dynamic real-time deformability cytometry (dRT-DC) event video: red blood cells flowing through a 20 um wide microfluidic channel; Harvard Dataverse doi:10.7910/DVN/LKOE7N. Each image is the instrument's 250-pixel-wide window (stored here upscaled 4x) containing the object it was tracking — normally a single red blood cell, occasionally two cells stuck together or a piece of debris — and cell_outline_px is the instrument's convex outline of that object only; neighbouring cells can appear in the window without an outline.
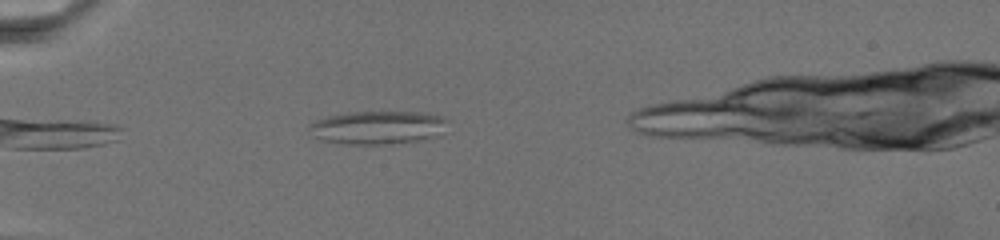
{"species": "common noctule bat (a hibernating species)", "species_latin": "Nyctalus noctula", "temperature_condition": "warm", "stored_images_in_passage": 45, "camera_frame_rate_fps": 3000, "um_per_image_px": 0.085, "animal": {"sex": "female", "body_mass_g": 19.5, "forearm_length_mm": 54.1}, "frame": {"image": 1, "passage_image": 6, "time_ms": 1.667, "image_size_px": [1000, 240], "cell_outline_px": [[448, 120], [440, 136], [420, 140], [392, 144], [348, 144], [320, 140], [312, 136], [308, 128], [308, 124], [316, 120], [328, 116], [348, 112], [420, 112], [444, 116]], "centroid_in_image_um": [32.11, 10.84], "position_along_channel_um": 52.9, "area_um2": 27.17}}
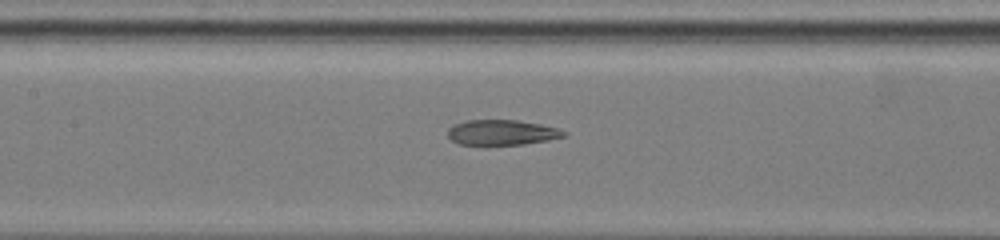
{"frame": {"image": 2, "passage_image": 18, "time_ms": 6.333, "image_size_px": [1000, 240], "cell_outline_px": [[568, 136], [548, 140], [524, 144], [488, 148], [484, 148], [460, 144], [452, 140], [448, 136], [448, 128], [452, 124], [464, 120], [516, 120], [540, 124], [556, 128], [568, 132]], "centroid_in_image_um": [42.61, 11.31], "position_along_channel_um": 164.8, "area_um2": 18.03}}
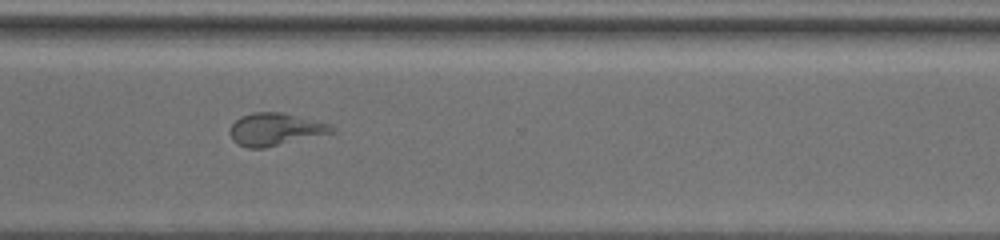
{"frame": {"image": 3, "passage_image": 31, "time_ms": 12.667, "image_size_px": [1000, 240], "cell_outline_px": [[336, 132], [264, 148], [248, 148], [236, 144], [232, 140], [228, 132], [232, 124], [240, 116], [252, 112], [280, 112], [328, 124], [336, 128]], "centroid_in_image_um": [23.34, 11.0], "position_along_channel_um": 347.3, "area_um2": 19.25}}